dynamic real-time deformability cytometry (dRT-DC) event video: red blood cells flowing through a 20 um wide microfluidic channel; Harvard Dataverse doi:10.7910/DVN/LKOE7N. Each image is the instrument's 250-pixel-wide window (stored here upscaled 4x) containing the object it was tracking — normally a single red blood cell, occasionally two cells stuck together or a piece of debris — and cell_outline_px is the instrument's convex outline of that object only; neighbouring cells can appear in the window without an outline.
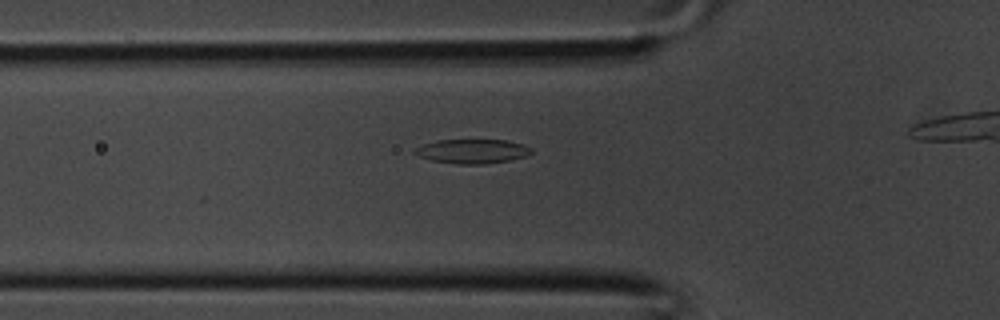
{"species": "common noctule bat (a hibernating species)", "species_latin": "Nyctalus noctula", "temperature_condition": "room temperature", "stored_images_in_passage": 7, "camera_frame_rate_fps": 3000, "um_per_image_px": 0.085, "animal": {"sex": "male", "body_mass_g": 20.1, "forearm_length_mm": 53.5}, "frame": {"image": 1, "passage_image": 3, "time_ms": 0.667, "image_size_px": [1000, 320], "cell_outline_px": [[532, 152], [528, 156], [512, 160], [484, 164], [456, 164], [432, 160], [420, 156], [412, 152], [412, 148], [436, 140], [508, 140], [524, 144], [532, 148]], "centroid_in_image_um": [40.17, 12.85], "position_along_channel_um": 85.6, "area_um2": 16.7}}
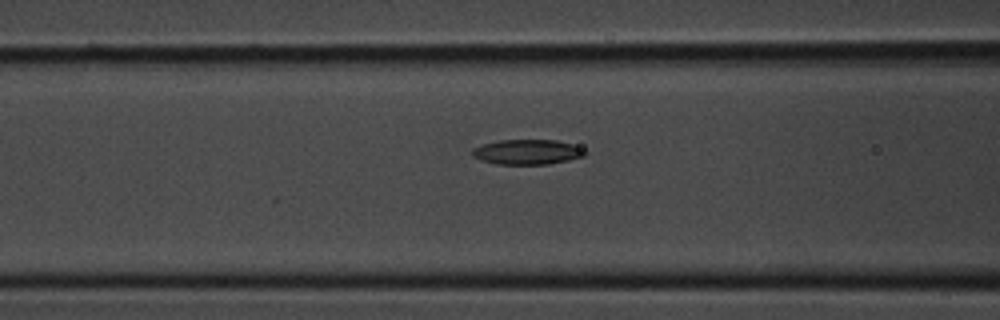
{"frame": {"image": 2, "passage_image": 5, "time_ms": 1.333, "image_size_px": [1000, 320], "cell_outline_px": [[588, 152], [584, 156], [568, 160], [548, 164], [496, 164], [480, 160], [472, 156], [472, 148], [484, 144], [500, 140], [556, 140], [572, 144], [584, 148]], "centroid_in_image_um": [44.83, 12.92], "position_along_channel_um": 121.8, "area_um2": 16.47}}
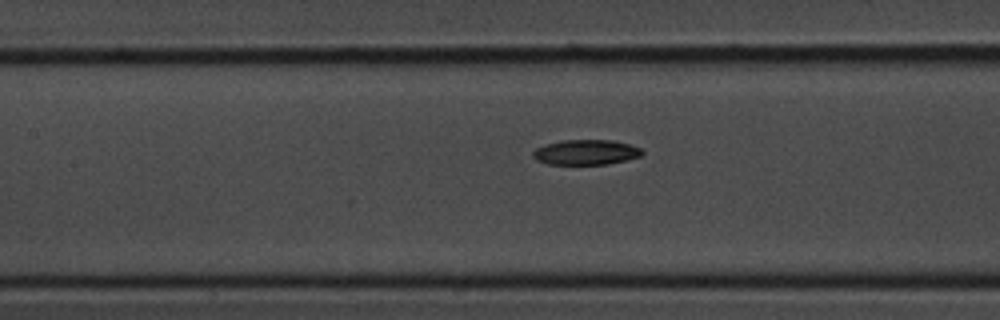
{"frame": {"image": 3, "passage_image": 7, "time_ms": 2.0, "image_size_px": [1000, 320], "cell_outline_px": [[644, 152], [640, 156], [628, 160], [608, 164], [548, 164], [536, 160], [532, 156], [532, 152], [536, 148], [560, 140], [612, 140], [628, 144], [640, 148]], "centroid_in_image_um": [49.8, 12.94], "position_along_channel_um": 157.6, "area_um2": 15.95}}